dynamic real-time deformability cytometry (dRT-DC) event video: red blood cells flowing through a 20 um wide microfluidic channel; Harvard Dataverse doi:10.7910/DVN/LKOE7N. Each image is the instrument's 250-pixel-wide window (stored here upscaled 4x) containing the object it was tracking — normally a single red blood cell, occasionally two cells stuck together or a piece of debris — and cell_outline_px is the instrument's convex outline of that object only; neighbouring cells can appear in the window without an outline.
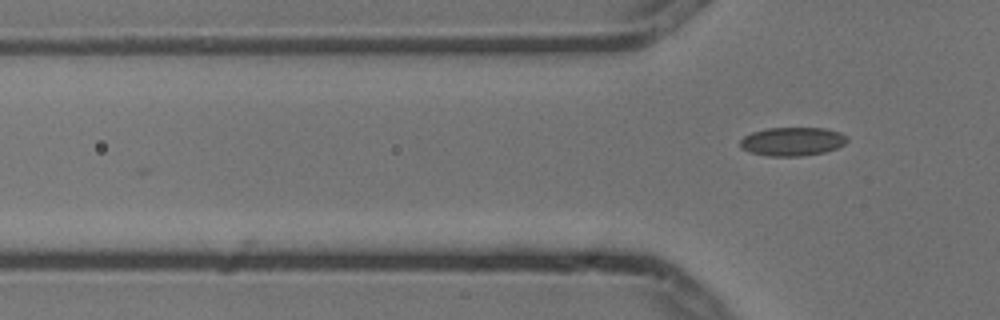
{"species": "common noctule bat (a hibernating species)", "species_latin": "Nyctalus noctula", "temperature_condition": "cold", "stored_images_in_passage": 3, "camera_frame_rate_fps": 3000, "um_per_image_px": 0.085, "animal": {"sex": "male", "body_mass_g": 13.3}, "frame": {"image": 1, "passage_image": 3, "time_ms": 0.667, "image_size_px": [1000, 320], "cell_outline_px": [[848, 140], [844, 144], [836, 148], [824, 152], [800, 156], [768, 156], [752, 152], [740, 148], [740, 140], [744, 136], [752, 132], [768, 128], [824, 128], [840, 132], [848, 136]], "centroid_in_image_um": [67.36, 12.02], "position_along_channel_um": 58.4, "area_um2": 17.8}}